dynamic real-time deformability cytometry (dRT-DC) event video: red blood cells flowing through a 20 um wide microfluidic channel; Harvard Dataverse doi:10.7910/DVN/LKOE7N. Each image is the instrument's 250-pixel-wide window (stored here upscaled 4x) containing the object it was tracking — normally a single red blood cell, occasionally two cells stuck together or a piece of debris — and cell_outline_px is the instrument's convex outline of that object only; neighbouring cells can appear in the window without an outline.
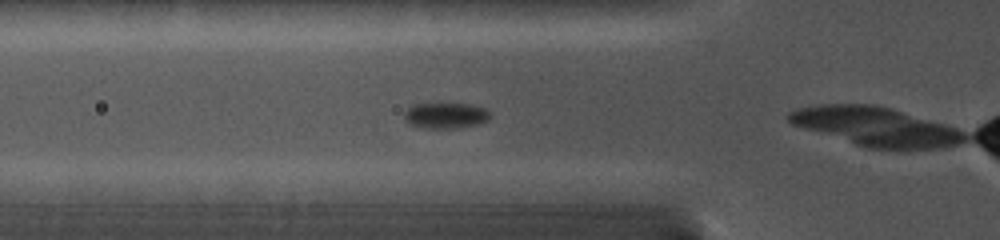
{"species": "common noctule bat (a hibernating species)", "species_latin": "Nyctalus noctula", "temperature_condition": "cold", "stored_images_in_passage": 9, "camera_frame_rate_fps": 5000, "um_per_image_px": 0.085, "animal": {"sex": "female", "body_mass_g": 19.0, "forearm_length_mm": 56.7}, "frame": {"image": 1, "passage_image": 3, "time_ms": 1.6, "image_size_px": [1000, 240], "cell_outline_px": [[488, 120], [476, 124], [456, 128], [424, 128], [412, 124], [404, 116], [404, 112], [412, 104], [472, 104], [484, 108], [488, 112]], "centroid_in_image_um": [37.87, 9.81], "position_along_channel_um": 87.9, "area_um2": 12.54}}
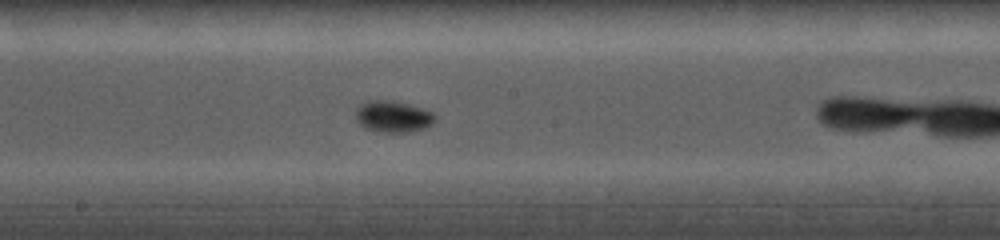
{"frame": {"image": 2, "passage_image": 7, "time_ms": 4.8, "image_size_px": [1000, 240], "cell_outline_px": [[436, 120], [432, 124], [424, 128], [408, 132], [384, 132], [364, 128], [356, 120], [356, 108], [360, 104], [368, 100], [392, 100], [408, 104], [432, 112], [436, 116]], "centroid_in_image_um": [33.39, 9.9], "position_along_channel_um": 214.8, "area_um2": 14.57}}
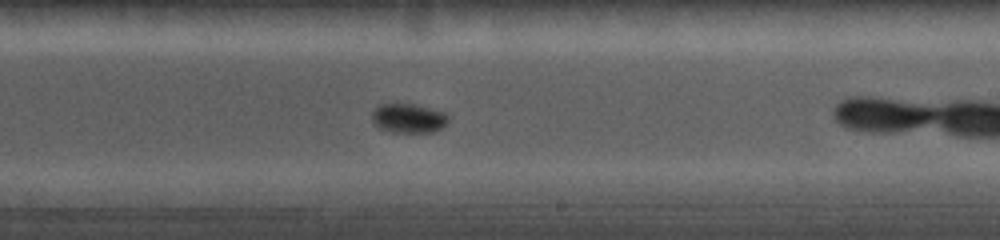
{"frame": {"image": 3, "passage_image": 9, "time_ms": 5.8, "image_size_px": [1000, 240], "cell_outline_px": [[448, 120], [440, 128], [432, 132], [392, 132], [380, 128], [372, 120], [372, 112], [380, 104], [416, 104], [444, 112], [448, 116]], "centroid_in_image_um": [34.71, 10.04], "position_along_channel_um": 254.3, "area_um2": 12.83}}